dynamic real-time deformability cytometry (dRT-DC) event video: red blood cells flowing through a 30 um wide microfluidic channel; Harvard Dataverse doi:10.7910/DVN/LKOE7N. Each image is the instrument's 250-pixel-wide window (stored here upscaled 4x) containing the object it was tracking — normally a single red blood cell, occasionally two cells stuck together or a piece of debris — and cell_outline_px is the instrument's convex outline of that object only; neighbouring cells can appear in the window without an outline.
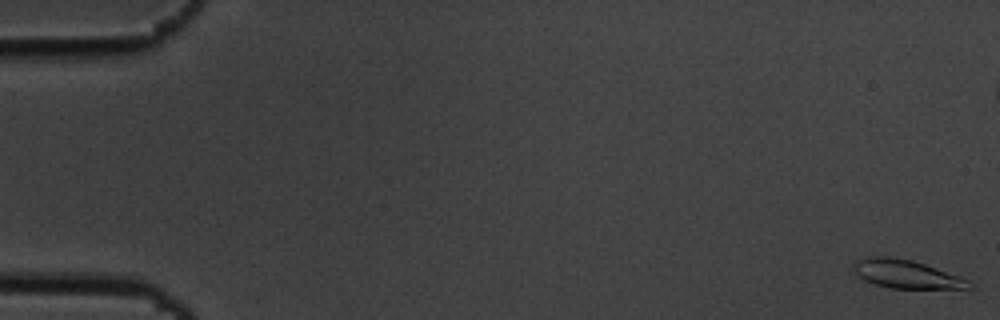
{"species": "common noctule bat (a hibernating species)", "species_latin": "Nyctalus noctula", "temperature_condition": "cold", "stored_images_in_passage": 57, "camera_frame_rate_fps": 3000, "um_per_image_px": 0.085, "animal": {"sex": "male", "body_mass_g": 19.5, "forearm_length_mm": 54.6}, "frame": {"image": 1, "passage_image": 1, "time_ms": 0.0, "image_size_px": [1000, 320], "cell_outline_px": [[972, 288], [892, 288], [876, 284], [864, 280], [852, 268], [852, 264], [856, 260], [864, 256], [888, 256], [912, 260], [960, 276], [968, 280], [972, 284]], "centroid_in_image_um": [77.0, 23.28], "position_along_channel_um": 8.0, "area_um2": 18.96}}
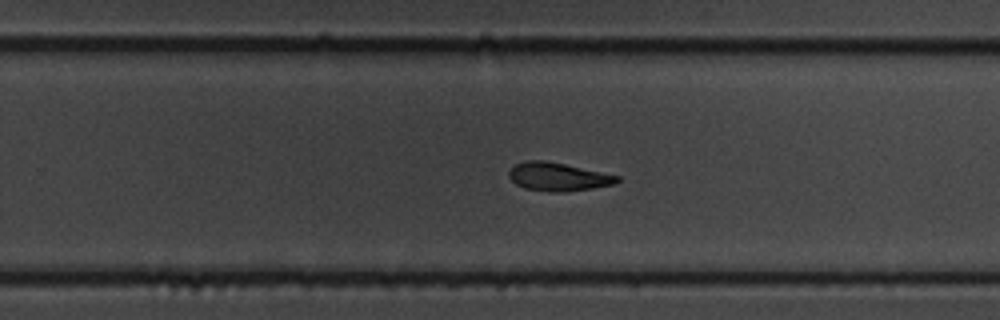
{"frame": {"image": 2, "passage_image": 36, "time_ms": 11.667, "image_size_px": [1000, 320], "cell_outline_px": [[620, 180], [612, 184], [592, 188], [564, 192], [548, 192], [524, 188], [516, 184], [508, 176], [508, 172], [516, 164], [524, 160], [544, 160], [564, 164], [620, 176]], "centroid_in_image_um": [47.4, 15.03], "position_along_channel_um": 282.4, "area_um2": 17.74}}
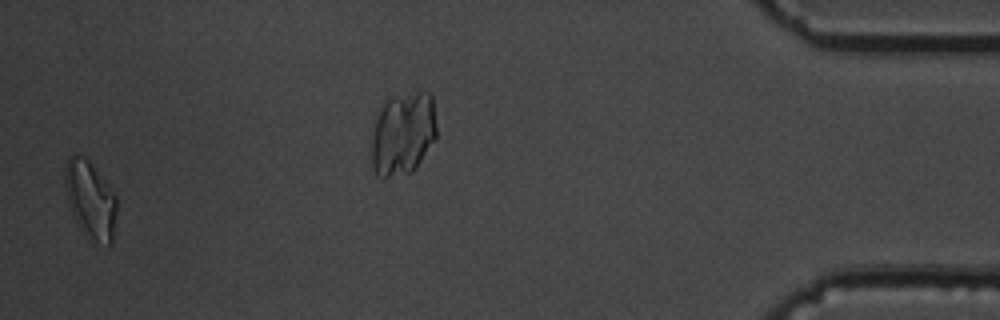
{"frame": {"image": 3, "passage_image": 55, "time_ms": 18.0, "image_size_px": [1000, 320], "cell_outline_px": [[116, 212], [112, 244], [108, 244], [84, 236], [68, 204], [64, 180], [64, 164], [68, 156], [76, 152], [84, 156], [88, 160], [116, 196]], "centroid_in_image_um": [7.64, 16.92], "position_along_channel_um": 427.6, "area_um2": 23.24}, "authors_computed_cell_mechanics": {"area_um2": 18.496, "velocity_mm_per_s": 3.6374, "shape_relaxation_time_tau1_ms": 7.3014, "shape_relaxation_time_tau2_ms": 9.4162, "deformation_change_tau1": 0.2038, "deformation_change_tau2": 0.1752}}